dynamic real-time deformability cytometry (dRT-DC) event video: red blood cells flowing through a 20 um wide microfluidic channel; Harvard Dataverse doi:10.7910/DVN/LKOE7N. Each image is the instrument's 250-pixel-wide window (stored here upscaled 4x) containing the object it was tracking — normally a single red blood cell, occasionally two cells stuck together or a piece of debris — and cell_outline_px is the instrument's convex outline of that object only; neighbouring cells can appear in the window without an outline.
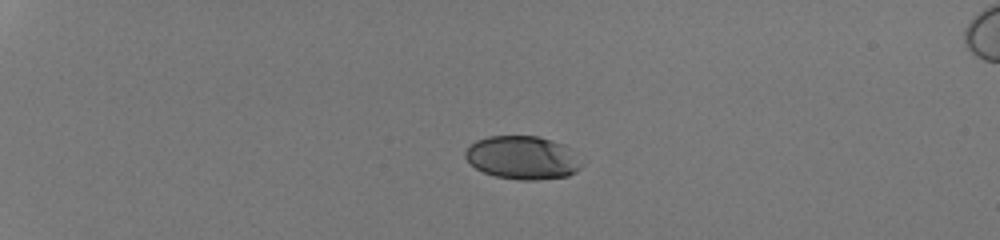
{"species": "human", "species_latin": "Homo sapiens", "temperature_condition": "room temperature", "stored_images_in_passage": 39, "camera_frame_rate_fps": 3000, "um_per_image_px": 0.085, "donor": {"sex": "male"}, "frame": {"image": 1, "passage_image": 1, "time_ms": 0.0, "image_size_px": [1000, 240], "cell_outline_px": [[584, 164], [576, 172], [568, 176], [536, 180], [516, 180], [496, 176], [484, 172], [476, 168], [464, 156], [464, 152], [476, 140], [488, 136], [536, 136], [552, 140], [564, 144]], "centroid_in_image_um": [44.43, 13.41], "position_along_channel_um": 40.6, "area_um2": 29.3}}
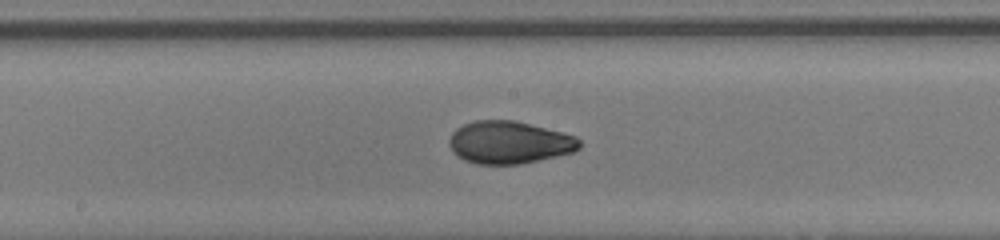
{"frame": {"image": 2, "passage_image": 19, "time_ms": 6.0, "image_size_px": [1000, 240], "cell_outline_px": [[580, 148], [572, 152], [556, 156], [520, 164], [476, 164], [464, 160], [456, 156], [452, 152], [448, 144], [448, 140], [452, 132], [456, 128], [464, 124], [476, 120], [516, 120], [576, 136], [580, 140]], "centroid_in_image_um": [43.24, 12.1], "position_along_channel_um": 205.0, "area_um2": 32.43}}
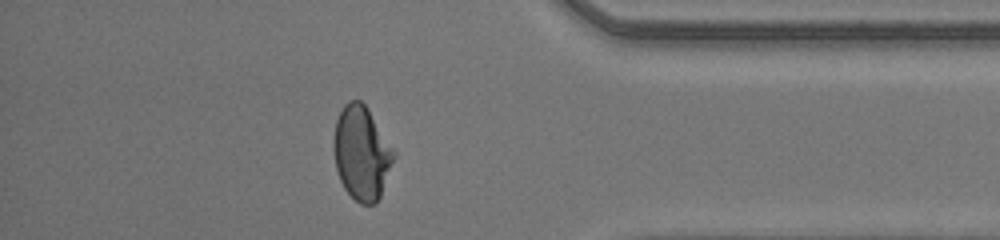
{"frame": {"image": 3, "passage_image": 34, "time_ms": 11.0, "image_size_px": [1000, 240], "cell_outline_px": [[396, 156], [380, 196], [376, 204], [360, 204], [344, 188], [340, 180], [336, 168], [332, 148], [332, 144], [336, 120], [344, 104], [348, 100], [360, 100], [368, 108], [396, 152]], "centroid_in_image_um": [30.73, 12.99], "position_along_channel_um": 404.5, "area_um2": 33.06}, "authors_computed_cell_mechanics": {"area_um2": 31.9634, "velocity_mm_per_s": 4.2534, "shape_relaxation_time_tau1_ms": 6.2635, "shape_relaxation_time_tau2_ms": 0.8114, "deformation_change_tau1": 0.2076, "deformation_change_tau2": 0.0511}}